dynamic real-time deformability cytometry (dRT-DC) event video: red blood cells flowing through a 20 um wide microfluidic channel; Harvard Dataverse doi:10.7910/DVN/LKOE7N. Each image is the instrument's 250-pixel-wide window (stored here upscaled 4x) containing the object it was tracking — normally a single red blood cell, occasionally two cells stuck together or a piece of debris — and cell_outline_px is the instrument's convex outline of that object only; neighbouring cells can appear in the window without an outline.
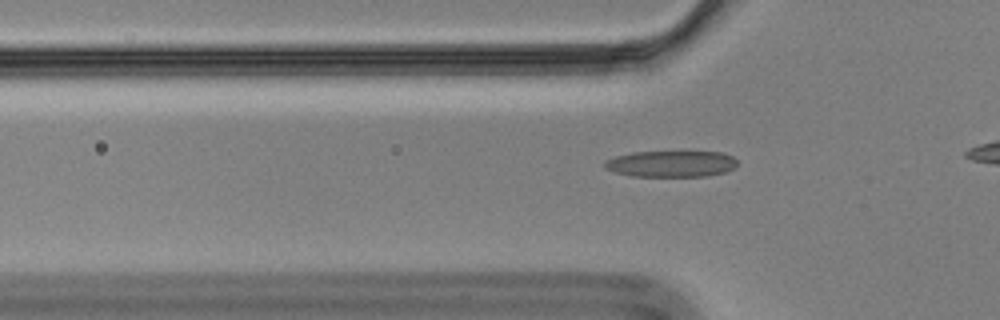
{"species": "Egyptian fruit bat (a non-hibernating species)", "species_latin": "Rousettus aegyptiacus", "temperature_condition": "cold", "stored_images_in_passage": 38, "camera_frame_rate_fps": 3000, "um_per_image_px": 0.085, "animal": {"sex": "male"}, "frame": {"image": 1, "passage_image": 10, "time_ms": 3.0, "image_size_px": [1000, 320], "cell_outline_px": [[736, 164], [732, 168], [724, 172], [708, 176], [632, 176], [616, 172], [604, 168], [604, 160], [616, 156], [632, 152], [724, 152], [732, 156], [736, 160]], "centroid_in_image_um": [57.02, 13.92], "position_along_channel_um": 68.8, "area_um2": 20.23}}
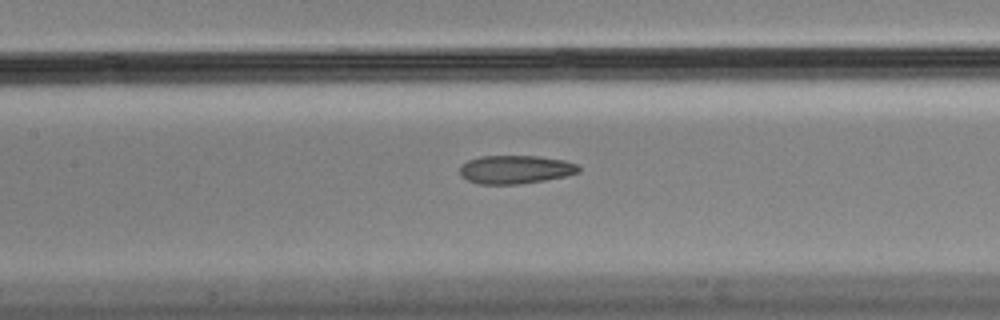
{"frame": {"image": 2, "passage_image": 18, "time_ms": 5.667, "image_size_px": [1000, 320], "cell_outline_px": [[580, 172], [564, 176], [544, 180], [520, 184], [480, 184], [468, 180], [460, 176], [460, 164], [468, 160], [480, 156], [540, 156], [564, 160], [576, 164], [580, 168]], "centroid_in_image_um": [43.78, 14.4], "position_along_channel_um": 163.6, "area_um2": 19.71}}
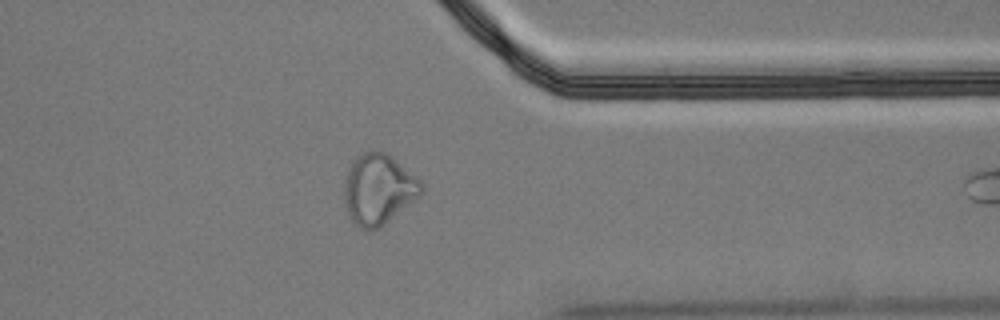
{"frame": {"image": 3, "passage_image": 37, "time_ms": 12.0, "image_size_px": [1000, 320], "cell_outline_px": [[424, 188], [420, 196], [384, 224], [368, 232], [352, 224], [348, 216], [344, 200], [344, 180], [348, 168], [352, 160], [360, 152], [372, 148], [384, 152], [392, 156], [420, 180], [424, 184]], "centroid_in_image_um": [32.13, 16.07], "position_along_channel_um": 379.3, "area_um2": 32.31}}